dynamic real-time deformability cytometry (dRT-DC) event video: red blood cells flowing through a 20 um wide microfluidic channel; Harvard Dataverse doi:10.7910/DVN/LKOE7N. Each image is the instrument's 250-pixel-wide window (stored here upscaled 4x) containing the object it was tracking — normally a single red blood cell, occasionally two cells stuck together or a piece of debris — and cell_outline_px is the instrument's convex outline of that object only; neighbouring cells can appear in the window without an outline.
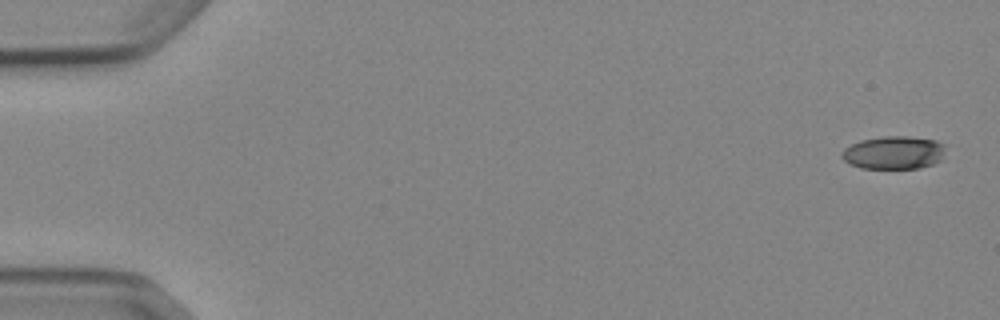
{"species": "Egyptian fruit bat (a non-hibernating species)", "species_latin": "Rousettus aegyptiacus", "temperature_condition": "cold", "stored_images_in_passage": 5, "camera_frame_rate_fps": 3000, "um_per_image_px": 0.085, "animal": {"sex": "female"}, "frame": {"image": 1, "passage_image": 1, "time_ms": 0.0, "image_size_px": [1000, 320], "cell_outline_px": [[944, 152], [940, 160], [932, 164], [920, 168], [860, 168], [848, 164], [840, 156], [844, 148], [860, 140], [884, 136], [908, 136], [936, 140], [944, 144]], "centroid_in_image_um": [75.94, 12.97], "position_along_channel_um": 9.1, "area_um2": 20.06}}
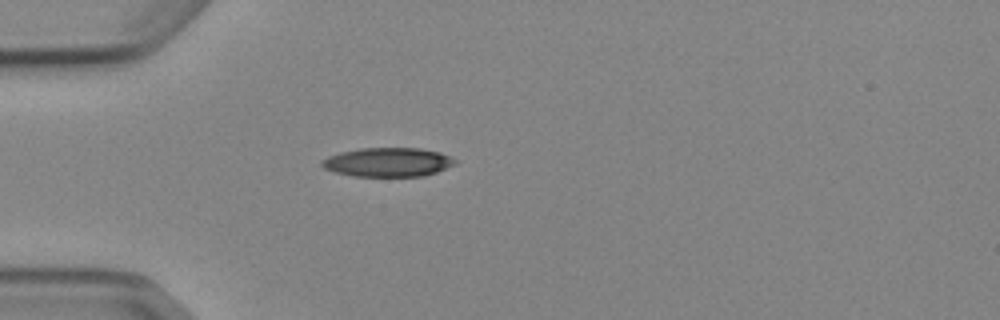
{"frame": {"image": 2, "passage_image": 5, "time_ms": 4.667, "image_size_px": [1000, 320], "cell_outline_px": [[456, 164], [436, 172], [424, 176], [352, 176], [336, 172], [324, 168], [320, 164], [320, 160], [328, 156], [340, 152], [360, 148], [420, 148], [440, 152], [456, 160]], "centroid_in_image_um": [32.95, 13.78], "position_along_channel_um": 52.1, "area_um2": 22.54}}